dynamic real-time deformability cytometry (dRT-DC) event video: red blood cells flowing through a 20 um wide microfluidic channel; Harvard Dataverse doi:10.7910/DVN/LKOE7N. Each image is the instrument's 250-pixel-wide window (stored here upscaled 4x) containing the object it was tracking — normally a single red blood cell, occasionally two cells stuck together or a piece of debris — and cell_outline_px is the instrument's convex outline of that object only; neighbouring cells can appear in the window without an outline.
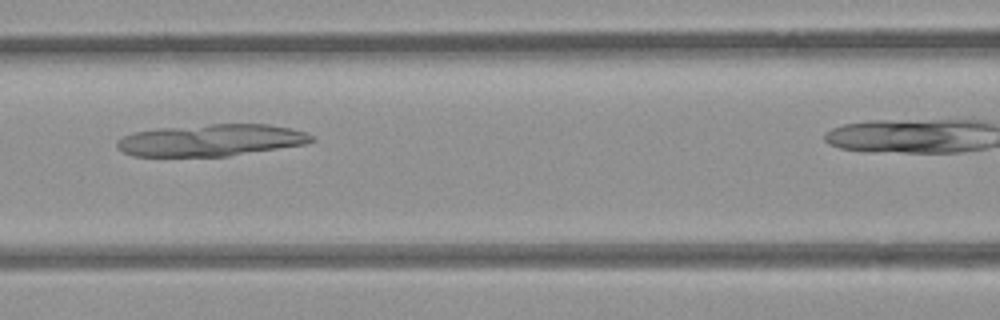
{"species": "common noctule bat (a hibernating species)", "species_latin": "Nyctalus noctula", "temperature_condition": "room temperature", "stored_images_in_passage": 38, "camera_frame_rate_fps": 3000, "um_per_image_px": 0.085, "animal": {"sex": "female", "body_mass_g": 21.9}, "frame": {"image": 1, "passage_image": 18, "time_ms": 5.667, "image_size_px": [1000, 320], "cell_outline_px": [[316, 140], [304, 144], [228, 156], [132, 156], [116, 148], [116, 140], [132, 132], [160, 128], [212, 124], [268, 124], [292, 128], [304, 132], [312, 136]], "centroid_in_image_um": [17.91, 11.91], "position_along_channel_um": 148.7, "area_um2": 36.07}}
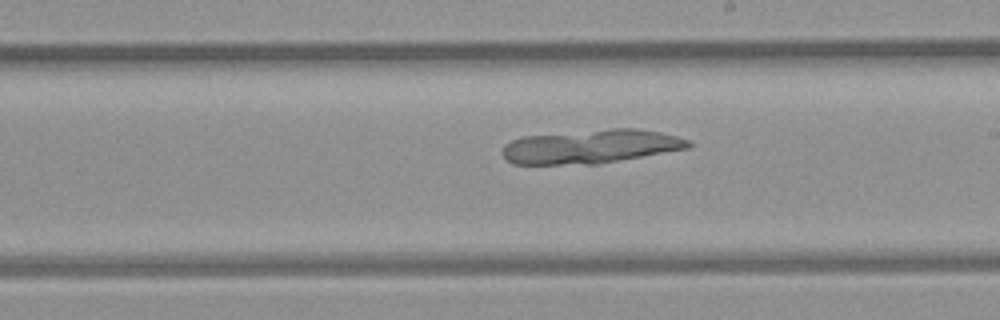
{"frame": {"image": 2, "passage_image": 25, "time_ms": 8.0, "image_size_px": [1000, 320], "cell_outline_px": [[692, 144], [688, 148], [596, 164], [512, 164], [504, 160], [500, 152], [504, 144], [512, 140], [524, 136], [612, 128], [636, 128], [660, 132], [692, 140]], "centroid_in_image_um": [50.17, 12.45], "position_along_channel_um": 238.8, "area_um2": 36.76}}
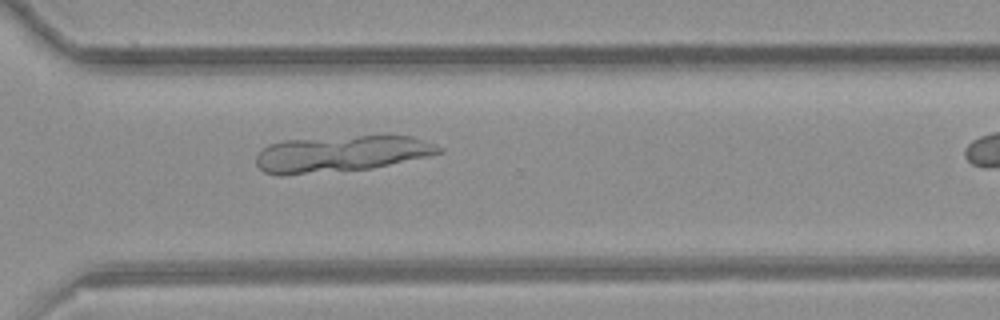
{"frame": {"image": 3, "passage_image": 33, "time_ms": 10.667, "image_size_px": [1000, 320], "cell_outline_px": [[444, 152], [372, 168], [284, 176], [280, 176], [264, 172], [256, 164], [256, 156], [268, 144], [284, 140], [356, 136], [412, 136], [436, 144], [444, 148]], "centroid_in_image_um": [28.96, 13.08], "position_along_channel_um": 341.6, "area_um2": 38.55}}